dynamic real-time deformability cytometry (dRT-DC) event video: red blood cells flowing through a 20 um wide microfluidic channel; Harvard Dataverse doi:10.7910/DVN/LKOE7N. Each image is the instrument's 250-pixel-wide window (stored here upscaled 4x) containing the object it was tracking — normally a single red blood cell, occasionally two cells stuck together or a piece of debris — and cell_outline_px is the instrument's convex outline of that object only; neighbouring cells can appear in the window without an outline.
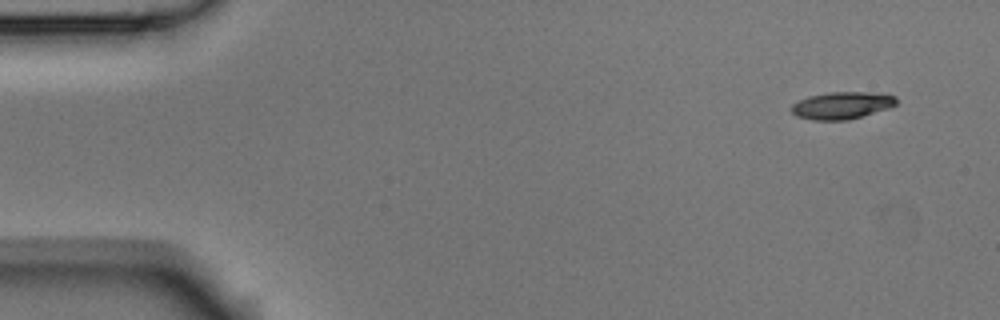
{"species": "Egyptian fruit bat (a non-hibernating species)", "species_latin": "Rousettus aegyptiacus", "temperature_condition": "room temperature", "stored_images_in_passage": 5, "camera_frame_rate_fps": 3000, "um_per_image_px": 0.085, "animal": {"sex": "male"}, "frame": {"image": 1, "passage_image": 1, "time_ms": 0.0, "image_size_px": [1000, 320], "cell_outline_px": [[896, 104], [888, 108], [848, 120], [812, 120], [796, 116], [792, 112], [792, 104], [808, 96], [828, 92], [868, 92], [896, 96]], "centroid_in_image_um": [71.53, 8.96], "position_along_channel_um": 13.5, "area_um2": 16.47}}
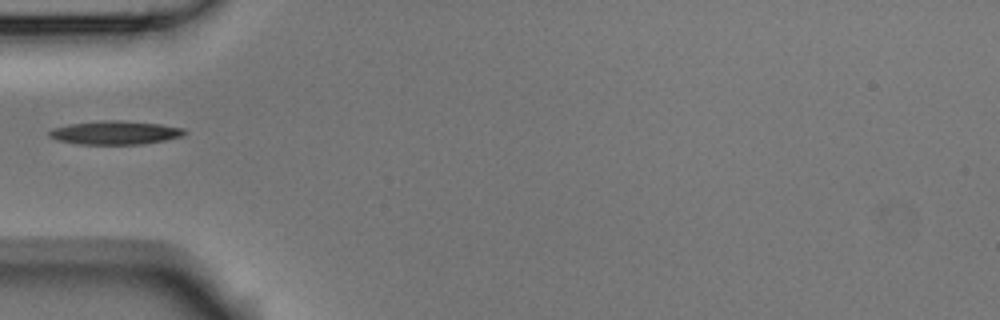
{"frame": {"image": 2, "passage_image": 4, "time_ms": 1.0, "image_size_px": [1000, 320], "cell_outline_px": [[188, 132], [184, 136], [164, 140], [140, 144], [80, 144], [56, 140], [48, 136], [48, 132], [52, 128], [68, 124], [100, 120], [120, 120], [160, 124], [184, 128]], "centroid_in_image_um": [9.78, 11.27], "position_along_channel_um": 75.2, "area_um2": 18.73}}
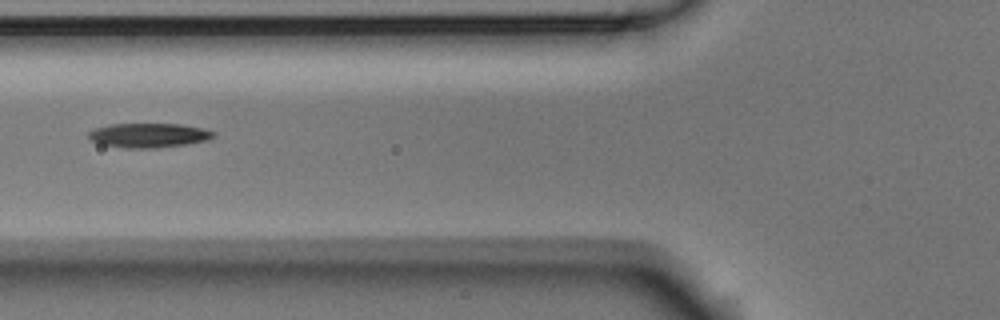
{"frame": {"image": 3, "passage_image": 5, "time_ms": 1.333, "image_size_px": [1000, 320], "cell_outline_px": [[216, 136], [208, 140], [188, 144], [156, 148], [124, 148], [100, 144], [88, 140], [88, 132], [96, 128], [108, 124], [180, 124], [204, 128], [216, 132]], "centroid_in_image_um": [12.65, 11.5], "position_along_channel_um": 113.2, "area_um2": 18.03}}